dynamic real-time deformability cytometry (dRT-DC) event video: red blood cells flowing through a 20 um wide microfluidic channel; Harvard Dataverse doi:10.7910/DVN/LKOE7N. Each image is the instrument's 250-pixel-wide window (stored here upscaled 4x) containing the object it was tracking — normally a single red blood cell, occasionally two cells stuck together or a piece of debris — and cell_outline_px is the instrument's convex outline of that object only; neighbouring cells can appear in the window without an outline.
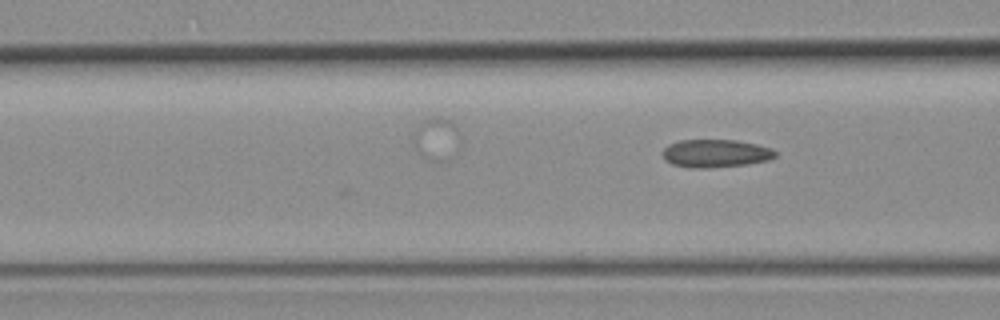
{"species": "common noctule bat (a hibernating species)", "species_latin": "Nyctalus noctula", "temperature_condition": "room temperature", "stored_images_in_passage": 6, "camera_frame_rate_fps": 3000, "um_per_image_px": 0.085, "animal": {"sex": "female", "body_mass_g": 19.3, "forearm_length_mm": 54.1}, "frame": {"image": 1, "passage_image": 6, "time_ms": 1.667, "image_size_px": [1000, 320], "cell_outline_px": [[776, 156], [768, 160], [748, 164], [704, 168], [692, 168], [672, 164], [664, 160], [660, 152], [668, 144], [680, 140], [736, 140], [756, 144], [772, 148], [776, 152]], "centroid_in_image_um": [60.79, 13.03], "position_along_channel_um": 105.8, "area_um2": 18.5}}